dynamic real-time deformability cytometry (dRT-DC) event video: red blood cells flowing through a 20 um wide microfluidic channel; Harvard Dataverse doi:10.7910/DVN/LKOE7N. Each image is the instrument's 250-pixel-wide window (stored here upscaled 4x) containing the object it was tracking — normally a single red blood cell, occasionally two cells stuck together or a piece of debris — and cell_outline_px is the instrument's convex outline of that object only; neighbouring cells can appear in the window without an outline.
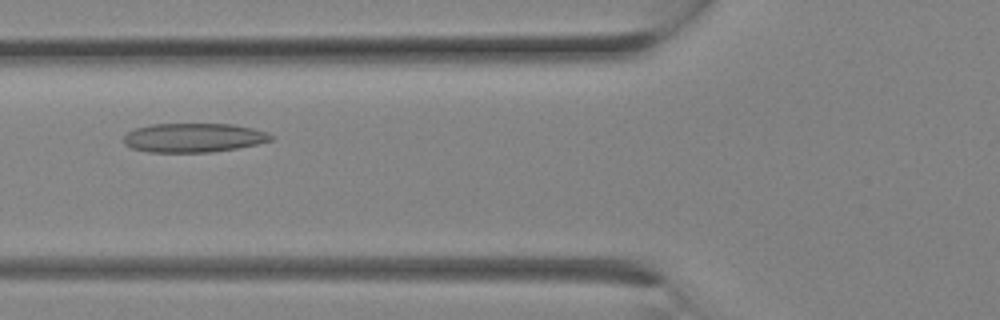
{"species": "Egyptian fruit bat (a non-hibernating species)", "species_latin": "Rousettus aegyptiacus", "temperature_condition": "room temperature", "stored_images_in_passage": 4, "camera_frame_rate_fps": 3000, "um_per_image_px": 0.085, "animal": {"sex": "female"}, "frame": {"image": 1, "passage_image": 3, "time_ms": 0.667, "image_size_px": [1000, 320], "cell_outline_px": [[272, 140], [256, 144], [236, 148], [212, 152], [148, 152], [132, 148], [124, 144], [124, 136], [128, 132], [136, 128], [152, 124], [232, 124], [252, 128], [268, 132], [272, 136]], "centroid_in_image_um": [16.44, 11.7], "position_along_channel_um": 109.4, "area_um2": 24.85}}